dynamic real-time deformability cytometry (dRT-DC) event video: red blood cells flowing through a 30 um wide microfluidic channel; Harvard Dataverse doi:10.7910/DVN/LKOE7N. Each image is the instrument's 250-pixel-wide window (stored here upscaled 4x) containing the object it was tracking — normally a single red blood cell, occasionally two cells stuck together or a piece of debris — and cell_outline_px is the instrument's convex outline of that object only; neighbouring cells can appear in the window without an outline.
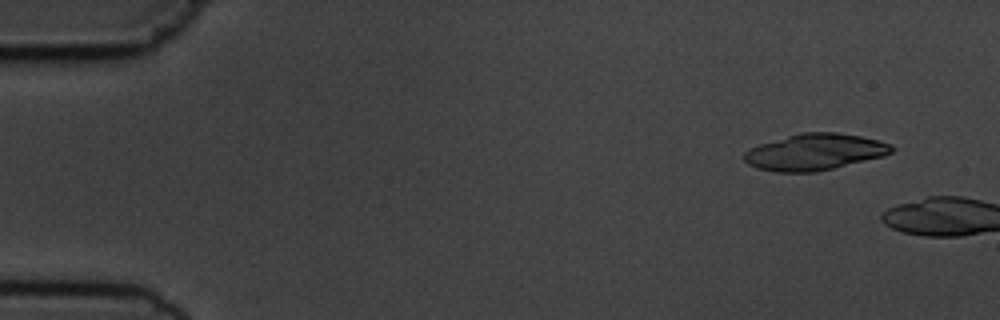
{"species": "common noctule bat (a hibernating species)", "species_latin": "Nyctalus noctula", "temperature_condition": "cold", "stored_images_in_passage": 3, "camera_frame_rate_fps": 3000, "um_per_image_px": 0.085, "animal": {"sex": "male", "body_mass_g": 19.5, "forearm_length_mm": 54.6}, "frame": {"image": 1, "passage_image": 2, "time_ms": 1.0, "image_size_px": [1000, 320], "cell_outline_px": [[896, 148], [892, 152], [884, 156], [816, 172], [776, 172], [756, 168], [748, 164], [744, 160], [744, 152], [760, 144], [800, 132], [836, 132], [860, 136], [880, 140], [892, 144]], "centroid_in_image_um": [69.28, 12.92], "position_along_channel_um": 15.7, "area_um2": 31.33}}